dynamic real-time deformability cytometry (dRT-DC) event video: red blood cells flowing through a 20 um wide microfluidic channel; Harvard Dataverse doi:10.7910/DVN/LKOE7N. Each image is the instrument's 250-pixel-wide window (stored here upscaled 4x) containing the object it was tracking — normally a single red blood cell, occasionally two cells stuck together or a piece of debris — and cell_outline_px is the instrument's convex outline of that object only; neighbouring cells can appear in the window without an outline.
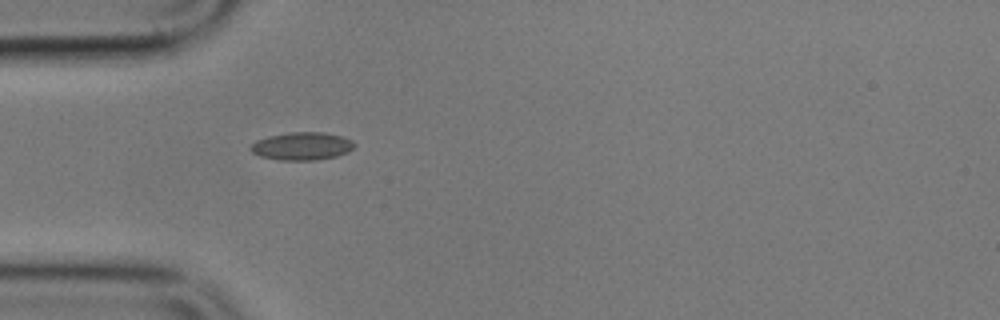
{"species": "common noctule bat (a hibernating species)", "species_latin": "Nyctalus noctula", "temperature_condition": "cold", "stored_images_in_passage": 1, "camera_frame_rate_fps": 3000, "um_per_image_px": 0.085, "animal": {"sex": "male", "body_mass_g": 17.9}, "frame": {"image": 1, "passage_image": 1, "time_ms": 0.0, "image_size_px": [1000, 320], "cell_outline_px": [[356, 144], [348, 152], [336, 156], [316, 160], [280, 160], [260, 156], [252, 152], [248, 148], [256, 140], [268, 136], [292, 132], [324, 132], [340, 136], [352, 140]], "centroid_in_image_um": [25.65, 12.42], "position_along_channel_um": 59.3, "area_um2": 16.82}}